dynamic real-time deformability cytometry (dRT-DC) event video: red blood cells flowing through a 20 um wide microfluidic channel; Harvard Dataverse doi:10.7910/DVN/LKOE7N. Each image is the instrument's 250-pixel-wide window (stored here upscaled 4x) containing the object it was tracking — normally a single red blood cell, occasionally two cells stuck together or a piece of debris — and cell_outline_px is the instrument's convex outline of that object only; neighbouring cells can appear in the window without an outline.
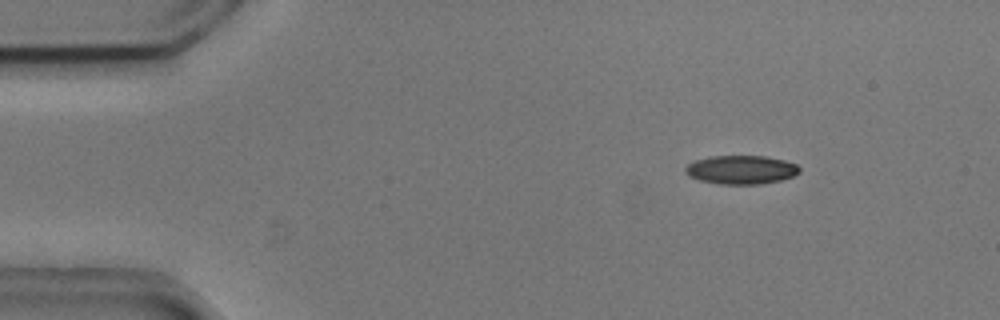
{"species": "common noctule bat (a hibernating species)", "species_latin": "Nyctalus noctula", "temperature_condition": "cold", "stored_images_in_passage": 5, "camera_frame_rate_fps": 3000, "um_per_image_px": 0.085, "animal": {"sex": "male", "body_mass_g": 20.5, "forearm_length_mm": 52.5}, "frame": {"image": 1, "passage_image": 3, "time_ms": 0.667, "image_size_px": [1000, 320], "cell_outline_px": [[800, 172], [792, 176], [780, 180], [760, 184], [720, 184], [700, 180], [688, 176], [684, 172], [684, 168], [688, 164], [696, 160], [712, 156], [764, 156], [784, 160], [796, 164], [800, 168]], "centroid_in_image_um": [62.98, 14.43], "position_along_channel_um": 22.0, "area_um2": 19.02}}
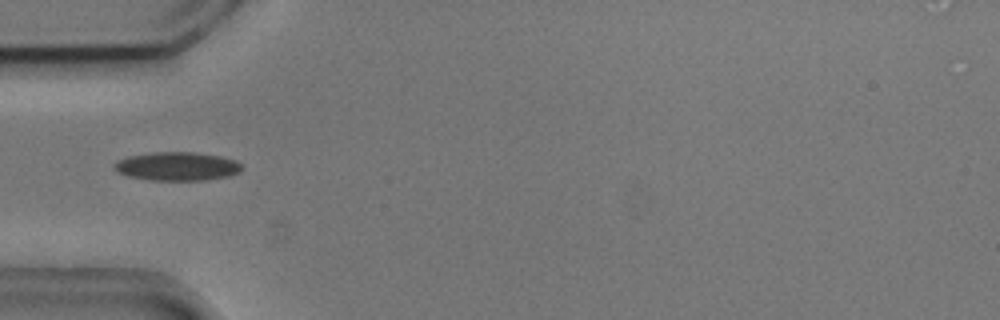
{"frame": {"image": 2, "passage_image": 5, "time_ms": 1.333, "image_size_px": [1000, 320], "cell_outline_px": [[240, 172], [228, 176], [204, 180], [152, 180], [128, 176], [116, 172], [112, 168], [112, 164], [116, 160], [128, 156], [152, 152], [196, 152], [220, 156], [236, 160], [240, 164]], "centroid_in_image_um": [14.99, 14.13], "position_along_channel_um": 70.0, "area_um2": 21.39}}